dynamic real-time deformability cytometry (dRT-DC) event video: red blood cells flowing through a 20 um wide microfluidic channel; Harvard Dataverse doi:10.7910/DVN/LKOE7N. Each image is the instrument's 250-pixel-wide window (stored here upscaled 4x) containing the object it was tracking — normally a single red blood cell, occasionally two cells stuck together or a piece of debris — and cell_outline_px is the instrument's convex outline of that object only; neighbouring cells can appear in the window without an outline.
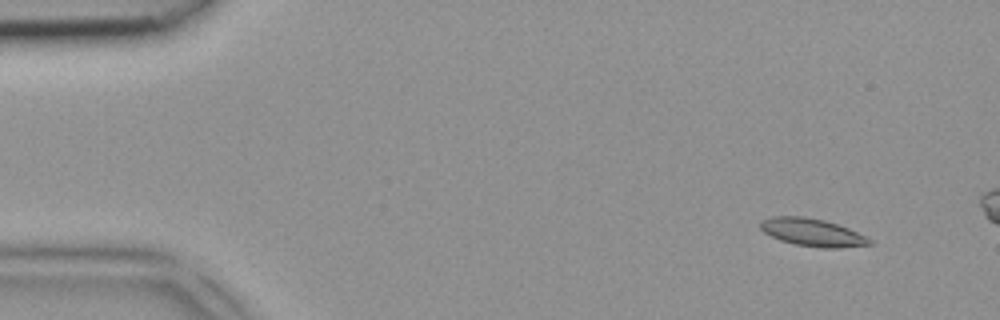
{"species": "common noctule bat (a hibernating species)", "species_latin": "Nyctalus noctula", "temperature_condition": "room temperature", "stored_images_in_passage": 4, "camera_frame_rate_fps": 3000, "um_per_image_px": 0.085, "animal": {"sex": "female", "body_mass_g": 18.4}, "frame": {"image": 1, "passage_image": 2, "time_ms": 0.333, "image_size_px": [1000, 320], "cell_outline_px": [[872, 244], [840, 248], [820, 248], [796, 244], [780, 240], [764, 232], [760, 228], [760, 220], [772, 216], [804, 216], [824, 220], [848, 228], [872, 240]], "centroid_in_image_um": [69.02, 19.75], "position_along_channel_um": 16.0, "area_um2": 17.51}}